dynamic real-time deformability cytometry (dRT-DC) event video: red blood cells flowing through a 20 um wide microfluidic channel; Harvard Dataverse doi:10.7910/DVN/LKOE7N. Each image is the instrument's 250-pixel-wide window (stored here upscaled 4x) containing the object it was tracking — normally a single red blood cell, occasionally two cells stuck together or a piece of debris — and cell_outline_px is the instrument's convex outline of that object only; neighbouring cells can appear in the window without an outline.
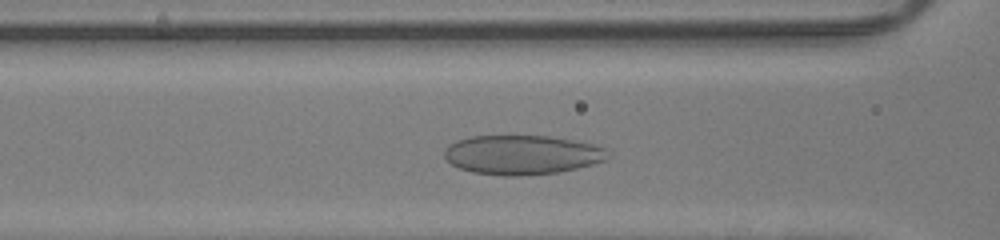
{"species": "human", "species_latin": "Homo sapiens", "temperature_condition": "room temperature", "stored_images_in_passage": 33, "camera_frame_rate_fps": 3000, "um_per_image_px": 0.085, "donor": {"sex": "male"}, "frame": {"image": 1, "passage_image": 11, "time_ms": 3.333, "image_size_px": [1000, 240], "cell_outline_px": [[612, 156], [604, 160], [592, 164], [576, 168], [556, 172], [528, 176], [504, 176], [472, 172], [460, 168], [452, 164], [444, 156], [444, 148], [448, 144], [456, 140], [468, 136], [548, 136], [576, 140], [596, 144], [608, 148]], "centroid_in_image_um": [44.4, 13.15], "position_along_channel_um": 122.2, "area_um2": 37.97}}
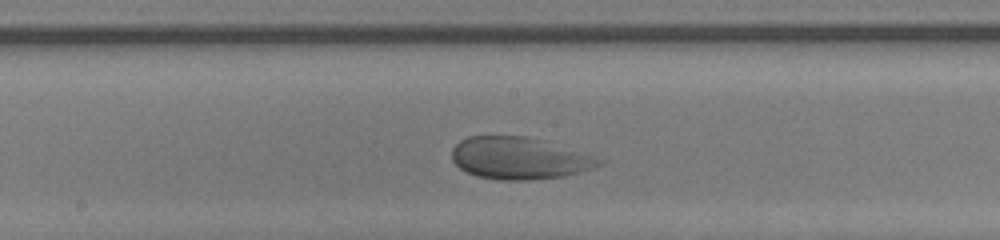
{"frame": {"image": 2, "passage_image": 17, "time_ms": 5.333, "image_size_px": [1000, 240], "cell_outline_px": [[604, 160], [600, 164], [564, 176], [524, 180], [500, 180], [476, 176], [460, 168], [452, 160], [452, 148], [460, 140], [468, 136], [528, 136], [544, 140]], "centroid_in_image_um": [44.05, 13.43], "position_along_channel_um": 204.1, "area_um2": 35.55}}
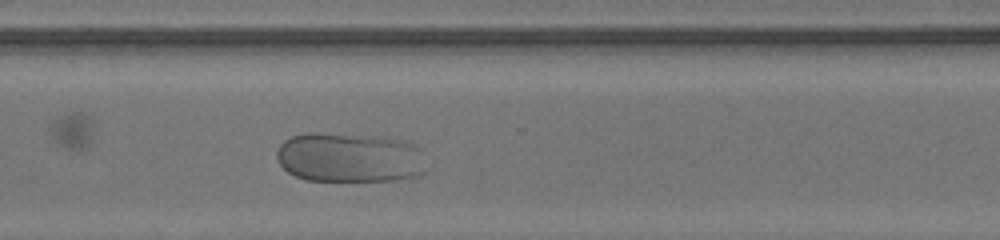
{"frame": {"image": 3, "passage_image": 27, "time_ms": 8.667, "image_size_px": [1000, 240], "cell_outline_px": [[424, 172], [412, 176], [396, 180], [308, 180], [296, 176], [288, 172], [280, 164], [276, 156], [276, 152], [280, 144], [284, 140], [292, 136], [308, 132], [316, 132], [376, 136], [400, 140], [412, 144], [416, 148]], "centroid_in_image_um": [29.59, 13.37], "position_along_channel_um": 341.0, "area_um2": 42.66}}